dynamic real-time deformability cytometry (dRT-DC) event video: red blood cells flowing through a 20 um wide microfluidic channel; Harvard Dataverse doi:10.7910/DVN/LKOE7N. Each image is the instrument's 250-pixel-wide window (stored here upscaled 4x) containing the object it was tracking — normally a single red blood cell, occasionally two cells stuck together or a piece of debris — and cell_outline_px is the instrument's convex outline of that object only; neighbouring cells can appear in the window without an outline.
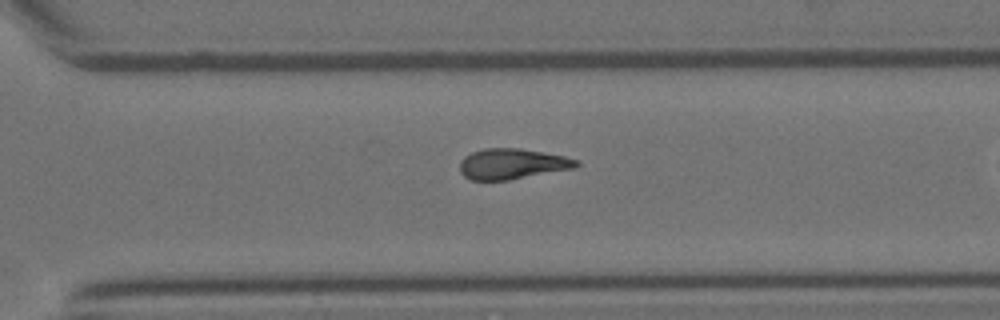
{"species": "Egyptian fruit bat (a non-hibernating species)", "species_latin": "Rousettus aegyptiacus", "temperature_condition": "room temperature", "stored_images_in_passage": 34, "camera_frame_rate_fps": 3000, "um_per_image_px": 0.085, "animal": {"sex": "female"}, "frame": {"image": 1, "passage_image": 21, "time_ms": 6.667, "image_size_px": [1000, 320], "cell_outline_px": [[580, 164], [576, 168], [508, 180], [472, 180], [464, 176], [460, 172], [460, 160], [464, 156], [472, 152], [484, 148], [520, 148], [564, 156], [576, 160]], "centroid_in_image_um": [43.51, 13.93], "position_along_channel_um": 327.1, "area_um2": 20.75}, "authors_computed_cell_mechanics": {"area_um2": 20.4901, "velocity_mm_per_s": 4.0854, "shape_relaxation_time_tau1_ms": 8.3952, "shape_relaxation_time_tau2_ms": 5.5388, "deformation_change_tau1": 0.239, "deformation_change_tau2": 0.1766}}